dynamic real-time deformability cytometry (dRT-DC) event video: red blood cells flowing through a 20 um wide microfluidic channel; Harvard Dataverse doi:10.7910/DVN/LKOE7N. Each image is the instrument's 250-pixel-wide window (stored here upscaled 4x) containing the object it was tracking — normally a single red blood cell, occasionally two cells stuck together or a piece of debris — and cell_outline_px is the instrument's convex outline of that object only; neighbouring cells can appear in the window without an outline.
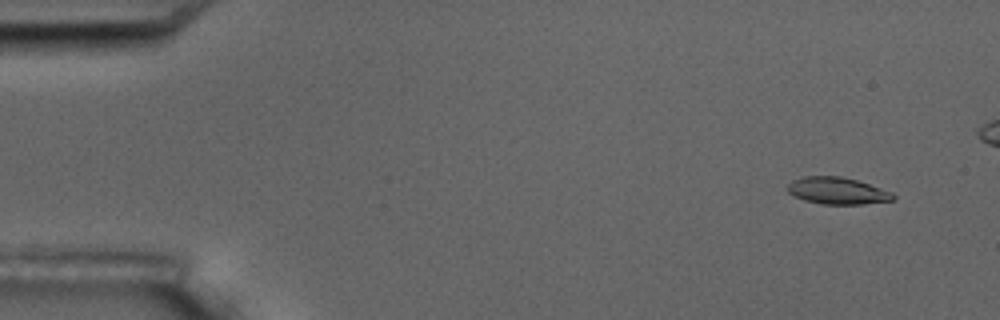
{"species": "common noctule bat (a hibernating species)", "species_latin": "Nyctalus noctula", "temperature_condition": "room temperature", "stored_images_in_passage": 2, "camera_frame_rate_fps": 3000, "um_per_image_px": 0.085, "animal": {"sex": "male", "body_mass_g": 17.5, "forearm_length_mm": 52.3}, "frame": {"image": 1, "passage_image": 2, "time_ms": 2.0, "image_size_px": [1000, 320], "cell_outline_px": [[896, 196], [892, 200], [864, 204], [824, 204], [804, 200], [792, 196], [788, 192], [788, 184], [792, 180], [800, 176], [840, 176], [856, 180], [892, 192]], "centroid_in_image_um": [71.13, 16.21], "position_along_channel_um": 13.9, "area_um2": 16.53}}